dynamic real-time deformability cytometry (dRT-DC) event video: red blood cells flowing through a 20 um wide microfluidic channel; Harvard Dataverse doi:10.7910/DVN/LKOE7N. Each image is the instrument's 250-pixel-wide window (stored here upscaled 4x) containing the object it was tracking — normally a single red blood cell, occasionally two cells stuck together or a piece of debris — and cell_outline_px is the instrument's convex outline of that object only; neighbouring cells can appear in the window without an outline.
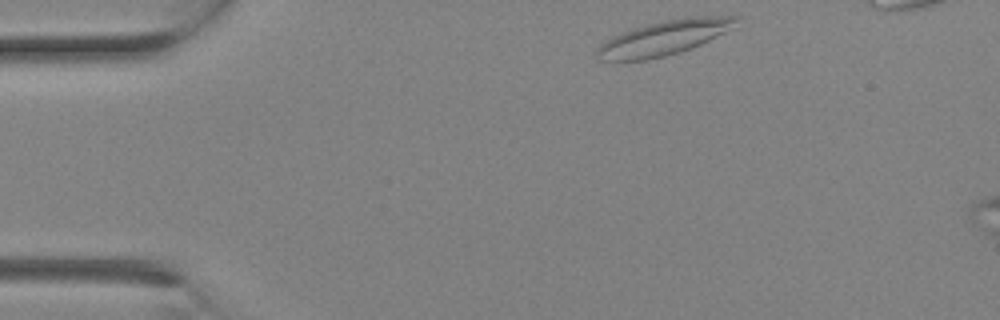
{"species": "Egyptian fruit bat (a non-hibernating species)", "species_latin": "Rousettus aegyptiacus", "temperature_condition": "room temperature", "stored_images_in_passage": 2, "camera_frame_rate_fps": 3000, "um_per_image_px": 0.085, "animal": {"sex": "female"}, "frame": {"image": 1, "passage_image": 1, "time_ms": 0.0, "image_size_px": [1000, 320], "cell_outline_px": [[740, 16], [736, 28], [692, 48], [680, 52], [648, 60], [600, 60], [596, 56], [596, 52], [600, 44], [604, 40], [612, 36], [648, 24], [664, 20], [684, 16]], "centroid_in_image_um": [56.51, 3.2], "position_along_channel_um": 28.5, "area_um2": 28.26}}